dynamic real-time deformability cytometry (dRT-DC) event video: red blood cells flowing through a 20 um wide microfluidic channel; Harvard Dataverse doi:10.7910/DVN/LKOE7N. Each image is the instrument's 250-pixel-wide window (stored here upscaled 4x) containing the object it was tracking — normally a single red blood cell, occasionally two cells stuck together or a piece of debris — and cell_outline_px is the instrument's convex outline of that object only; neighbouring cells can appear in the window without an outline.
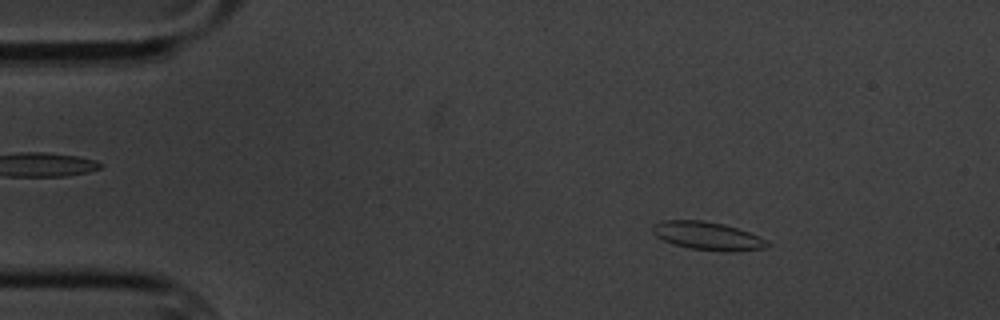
{"species": "common noctule bat (a hibernating species)", "species_latin": "Nyctalus noctula", "temperature_condition": "cold", "stored_images_in_passage": 5, "camera_frame_rate_fps": 3000, "um_per_image_px": 0.085, "animal": {"sex": "male", "body_mass_g": 20.1, "forearm_length_mm": 53.5}, "frame": {"image": 1, "passage_image": 2, "time_ms": 1.333, "image_size_px": [1000, 320], "cell_outline_px": [[768, 248], [740, 252], [724, 252], [692, 248], [676, 244], [664, 240], [656, 236], [652, 232], [652, 224], [664, 220], [700, 220], [724, 224], [748, 232], [764, 240], [768, 244]], "centroid_in_image_um": [60.14, 20.06], "position_along_channel_um": 24.9, "area_um2": 18.67}}